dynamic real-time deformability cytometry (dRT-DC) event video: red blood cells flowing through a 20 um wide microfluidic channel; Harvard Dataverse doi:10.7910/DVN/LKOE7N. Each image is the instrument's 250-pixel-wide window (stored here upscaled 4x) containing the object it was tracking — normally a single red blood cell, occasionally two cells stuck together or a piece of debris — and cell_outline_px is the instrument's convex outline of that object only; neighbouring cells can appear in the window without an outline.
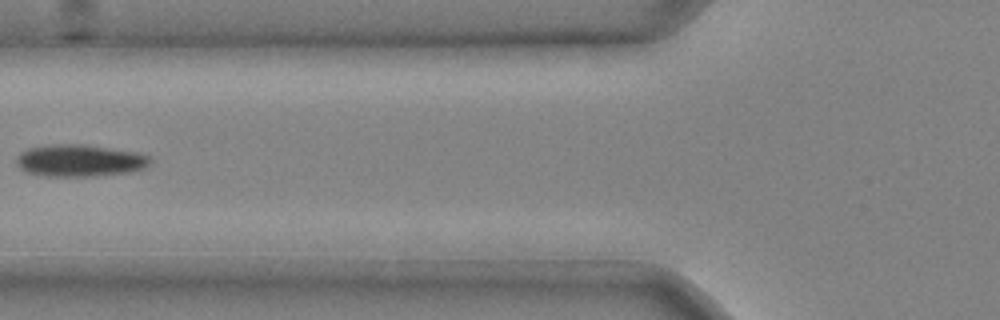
{"species": "common noctule bat (a hibernating species)", "species_latin": "Nyctalus noctula", "temperature_condition": "cold", "stored_images_in_passage": 5, "camera_frame_rate_fps": 3000, "um_per_image_px": 0.085, "animal": {"sex": "male", "body_mass_g": 20.4}, "frame": {"image": 1, "passage_image": 5, "time_ms": 1.333, "image_size_px": [1000, 320], "cell_outline_px": [[152, 160], [144, 168], [132, 172], [96, 176], [44, 176], [28, 172], [20, 168], [16, 164], [16, 156], [20, 152], [28, 148], [52, 144], [84, 144], [140, 152], [148, 156]], "centroid_in_image_um": [6.79, 13.64], "position_along_channel_um": 119.0, "area_um2": 25.26}}